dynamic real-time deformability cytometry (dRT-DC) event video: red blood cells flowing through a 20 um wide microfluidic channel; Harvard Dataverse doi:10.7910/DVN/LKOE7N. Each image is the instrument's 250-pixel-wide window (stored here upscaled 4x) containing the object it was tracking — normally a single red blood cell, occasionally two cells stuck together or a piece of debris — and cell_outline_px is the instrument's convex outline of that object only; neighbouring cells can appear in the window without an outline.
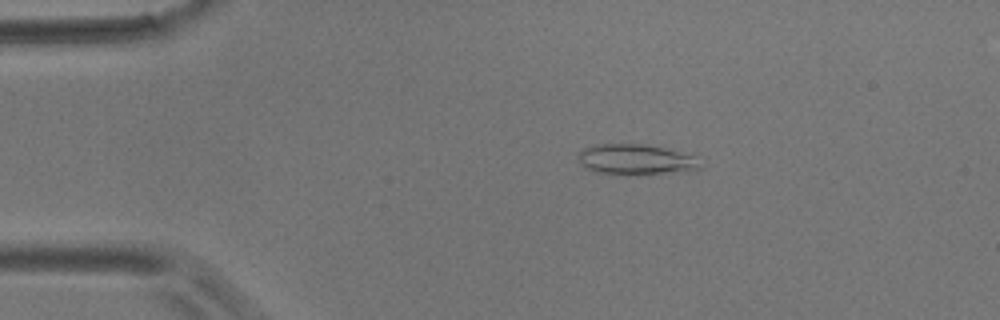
{"species": "common noctule bat (a hibernating species)", "species_latin": "Nyctalus noctula", "temperature_condition": "room temperature", "stored_images_in_passage": 2, "camera_frame_rate_fps": 3000, "um_per_image_px": 0.085, "animal": {"sex": "male", "body_mass_g": 17.9}, "frame": {"image": 1, "passage_image": 1, "time_ms": 0.0, "image_size_px": [1000, 320], "cell_outline_px": [[704, 168], [688, 172], [628, 176], [596, 172], [588, 168], [580, 160], [580, 152], [584, 148], [596, 144], [644, 144], [664, 148], [696, 156]], "centroid_in_image_um": [54.16, 13.59], "position_along_channel_um": 30.8, "area_um2": 22.08}}